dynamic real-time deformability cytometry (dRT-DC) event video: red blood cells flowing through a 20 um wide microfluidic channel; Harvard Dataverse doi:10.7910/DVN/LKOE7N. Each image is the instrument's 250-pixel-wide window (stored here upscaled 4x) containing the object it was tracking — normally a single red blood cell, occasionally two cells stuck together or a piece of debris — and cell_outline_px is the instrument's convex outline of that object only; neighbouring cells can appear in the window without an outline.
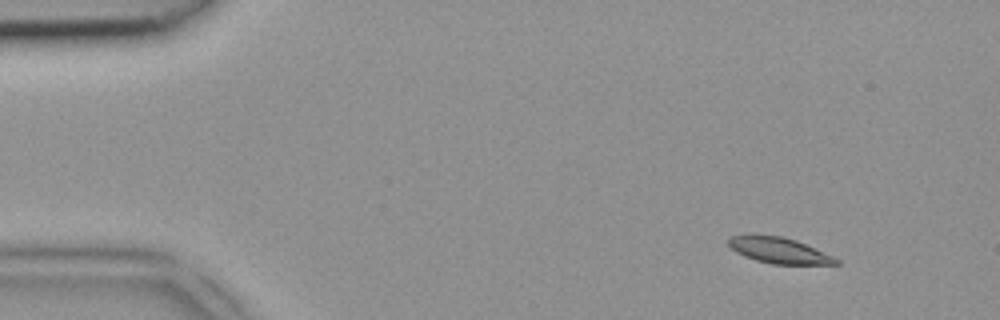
{"species": "common noctule bat (a hibernating species)", "species_latin": "Nyctalus noctula", "temperature_condition": "room temperature", "stored_images_in_passage": 5, "camera_frame_rate_fps": 3000, "um_per_image_px": 0.085, "animal": {"sex": "female", "body_mass_g": 18.4}, "frame": {"image": 1, "passage_image": 1, "time_ms": 0.0, "image_size_px": [1000, 320], "cell_outline_px": [[840, 264], [772, 264], [756, 260], [744, 256], [736, 252], [728, 244], [728, 236], [784, 236], [796, 240], [832, 256], [840, 260]], "centroid_in_image_um": [66.23, 21.3], "position_along_channel_um": 18.8, "area_um2": 15.84}}
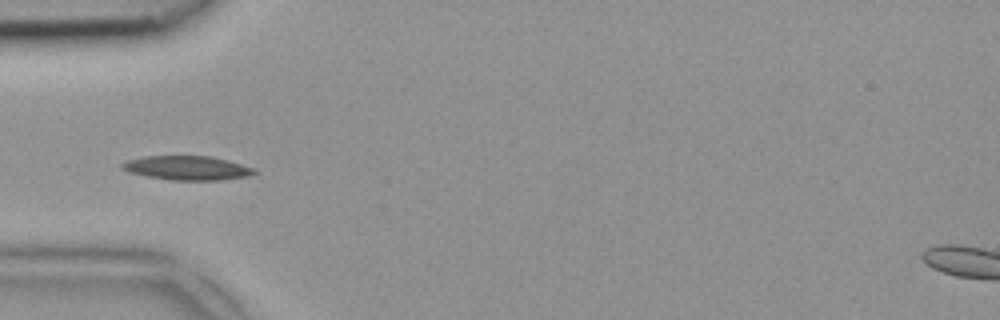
{"frame": {"image": 2, "passage_image": 4, "time_ms": 1.0, "image_size_px": [1000, 320], "cell_outline_px": [[256, 172], [248, 176], [220, 180], [172, 180], [148, 176], [128, 172], [120, 168], [120, 164], [124, 160], [144, 156], [212, 156], [228, 160], [256, 168]], "centroid_in_image_um": [15.88, 14.26], "position_along_channel_um": 69.1, "area_um2": 18.73}}